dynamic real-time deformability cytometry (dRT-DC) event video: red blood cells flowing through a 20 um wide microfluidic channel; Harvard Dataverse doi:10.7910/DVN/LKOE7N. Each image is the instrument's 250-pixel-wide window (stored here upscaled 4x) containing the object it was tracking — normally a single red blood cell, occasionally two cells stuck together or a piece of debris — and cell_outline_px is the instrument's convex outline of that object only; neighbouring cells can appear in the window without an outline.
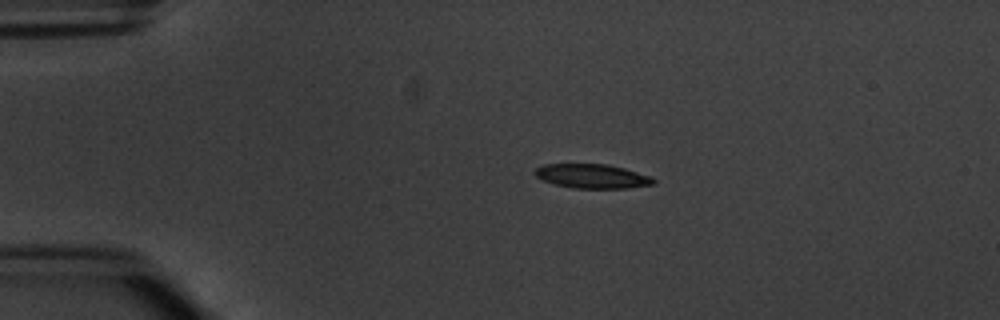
{"species": "common noctule bat (a hibernating species)", "species_latin": "Nyctalus noctula", "temperature_condition": "warm", "stored_images_in_passage": 3, "camera_frame_rate_fps": 3000, "um_per_image_px": 0.085, "animal": {"sex": "male", "body_mass_g": 20.1, "forearm_length_mm": 53.5}, "frame": {"image": 1, "passage_image": 1, "time_ms": 0.0, "image_size_px": [1000, 320], "cell_outline_px": [[656, 180], [652, 184], [628, 188], [572, 188], [556, 184], [544, 180], [536, 176], [532, 172], [536, 168], [544, 164], [608, 164], [624, 168], [652, 176]], "centroid_in_image_um": [50.34, 14.97], "position_along_channel_um": 34.7, "area_um2": 16.7}}